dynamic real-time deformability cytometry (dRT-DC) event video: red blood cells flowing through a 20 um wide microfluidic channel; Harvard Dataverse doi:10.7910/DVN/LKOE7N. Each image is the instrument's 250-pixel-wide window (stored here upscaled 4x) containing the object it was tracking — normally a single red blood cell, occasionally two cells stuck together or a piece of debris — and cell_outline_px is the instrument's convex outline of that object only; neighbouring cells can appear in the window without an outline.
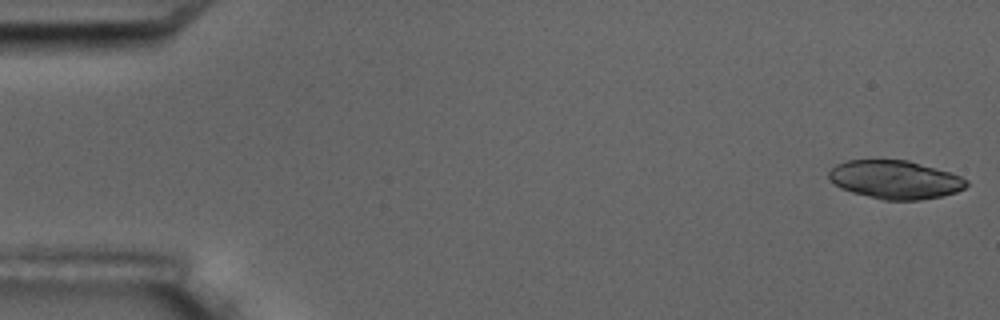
{"species": "common noctule bat (a hibernating species)", "species_latin": "Nyctalus noctula", "temperature_condition": "room temperature", "stored_images_in_passage": 5, "segment_of_instrument_passage": [2, 2], "camera_frame_rate_fps": 3000, "um_per_image_px": 0.085, "animal": {"sex": "male", "body_mass_g": 17.5, "forearm_length_mm": 52.3}, "frame": {"image": 1, "passage_image": 5, "time_ms": 6.333, "image_size_px": [1000, 320], "cell_outline_px": [[968, 184], [964, 188], [956, 192], [940, 196], [920, 200], [884, 200], [852, 192], [840, 188], [828, 176], [828, 172], [836, 164], [848, 160], [908, 160], [948, 172], [960, 176], [968, 180]], "centroid_in_image_um": [76.08, 15.27], "position_along_channel_um": 8.9, "area_um2": 30.52}}